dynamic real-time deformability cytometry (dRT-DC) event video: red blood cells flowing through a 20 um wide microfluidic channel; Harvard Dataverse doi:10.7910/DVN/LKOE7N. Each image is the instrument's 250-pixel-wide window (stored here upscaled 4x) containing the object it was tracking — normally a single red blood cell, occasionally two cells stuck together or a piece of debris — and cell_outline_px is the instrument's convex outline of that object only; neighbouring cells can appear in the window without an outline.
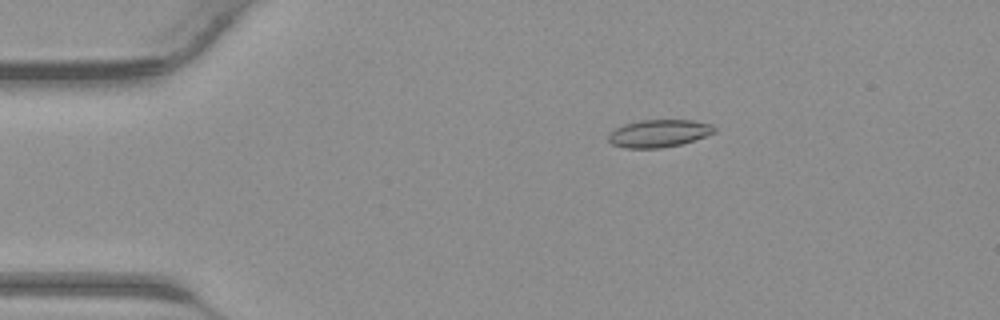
{"species": "common noctule bat (a hibernating species)", "species_latin": "Nyctalus noctula", "temperature_condition": "warm", "stored_images_in_passage": 42, "camera_frame_rate_fps": 3000, "um_per_image_px": 0.085, "animal": {"sex": "male", "body_mass_g": 23.1, "forearm_length_mm": 52.7}, "frame": {"image": 1, "passage_image": 8, "time_ms": 2.333, "image_size_px": [1000, 320], "cell_outline_px": [[716, 132], [680, 144], [660, 148], [624, 148], [612, 144], [608, 140], [608, 132], [624, 124], [640, 120], [692, 120], [712, 124], [716, 128]], "centroid_in_image_um": [55.97, 11.33], "position_along_channel_um": 29.0, "area_um2": 16.99}}
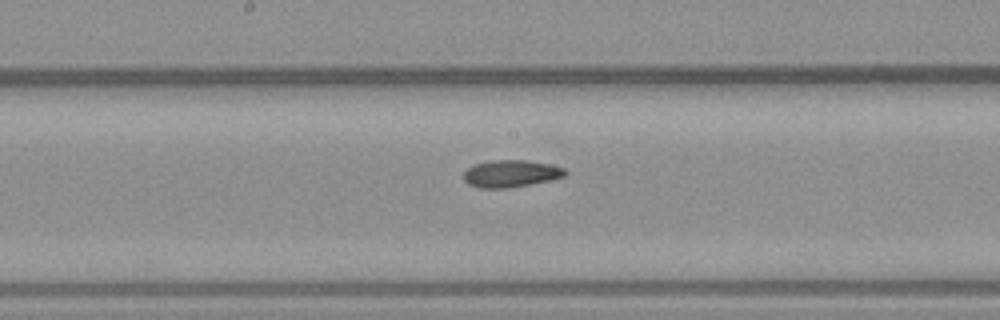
{"frame": {"image": 2, "passage_image": 22, "time_ms": 7.0, "image_size_px": [1000, 320], "cell_outline_px": [[568, 172], [564, 176], [548, 180], [508, 188], [480, 188], [468, 184], [464, 180], [464, 172], [468, 168], [476, 164], [496, 160], [528, 160], [548, 164], [564, 168]], "centroid_in_image_um": [43.41, 14.75], "position_along_channel_um": 204.8, "area_um2": 15.78}}
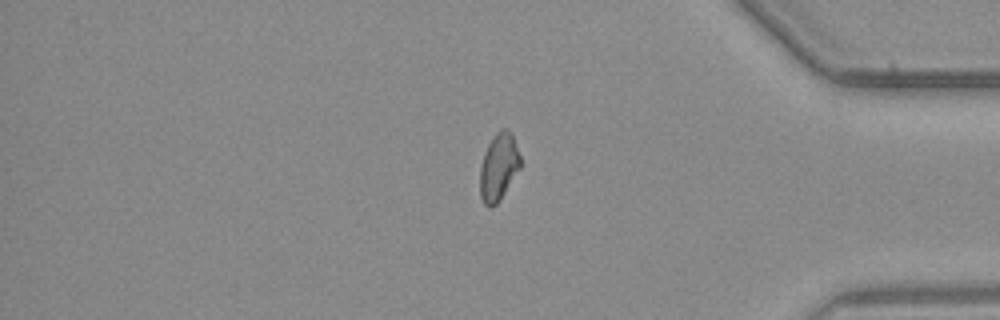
{"frame": {"image": 3, "passage_image": 35, "time_ms": 11.333, "image_size_px": [1000, 320], "cell_outline_px": [[520, 168], [500, 200], [496, 204], [488, 208], [484, 204], [480, 196], [480, 168], [484, 152], [488, 144], [496, 132], [500, 128], [504, 128], [512, 136], [520, 156]], "centroid_in_image_um": [42.36, 14.22], "position_along_channel_um": 392.8, "area_um2": 15.66}}